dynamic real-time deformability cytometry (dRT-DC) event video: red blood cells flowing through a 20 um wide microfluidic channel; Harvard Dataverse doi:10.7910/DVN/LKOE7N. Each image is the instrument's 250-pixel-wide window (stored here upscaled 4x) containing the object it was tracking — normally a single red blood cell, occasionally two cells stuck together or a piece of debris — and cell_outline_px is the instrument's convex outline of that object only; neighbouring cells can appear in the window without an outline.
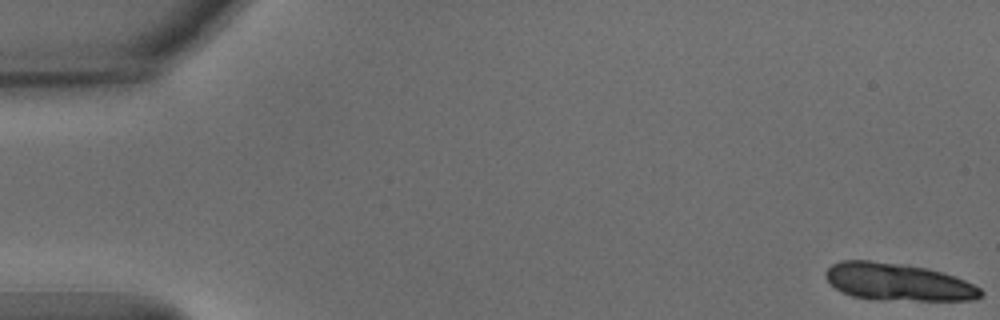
{"species": "common noctule bat (a hibernating species)", "species_latin": "Nyctalus noctula", "temperature_condition": "warm", "stored_images_in_passage": 15, "camera_frame_rate_fps": 3000, "um_per_image_px": 0.085, "animal": {"sex": "male", "body_mass_g": 15.6}, "frame": {"image": 1, "passage_image": 1, "time_ms": 0.0, "image_size_px": [1000, 320], "cell_outline_px": [[984, 292], [976, 300], [916, 300], [852, 296], [840, 292], [824, 276], [824, 272], [832, 264], [840, 260], [868, 260], [900, 264], [928, 268], [956, 276], [980, 288]], "centroid_in_image_um": [76.33, 23.95], "position_along_channel_um": 8.7, "area_um2": 33.35}}